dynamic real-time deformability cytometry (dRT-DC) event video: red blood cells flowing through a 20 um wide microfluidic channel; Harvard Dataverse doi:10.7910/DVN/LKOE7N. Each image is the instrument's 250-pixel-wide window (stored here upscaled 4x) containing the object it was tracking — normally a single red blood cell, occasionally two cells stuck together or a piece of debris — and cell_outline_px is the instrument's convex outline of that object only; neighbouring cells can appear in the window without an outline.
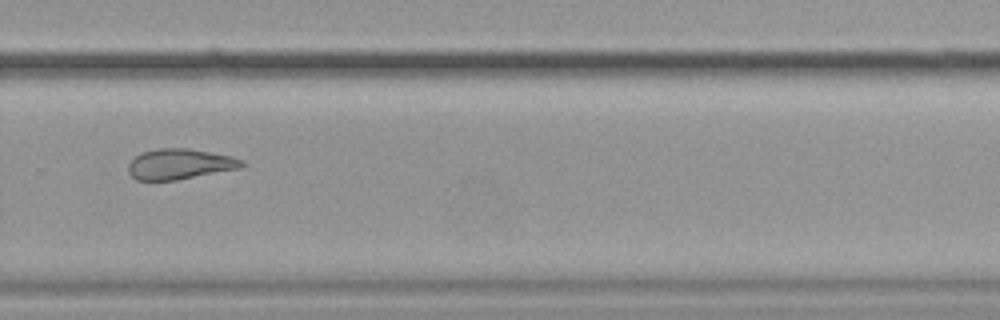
{"species": "common noctule bat (a hibernating species)", "species_latin": "Nyctalus noctula", "temperature_condition": "cold", "stored_images_in_passage": 15, "camera_frame_rate_fps": 3000, "um_per_image_px": 0.085, "animal": {"sex": "female", "body_mass_g": 19.9}, "frame": {"image": 1, "passage_image": 11, "time_ms": 12.333, "image_size_px": [1000, 320], "cell_outline_px": [[244, 164], [240, 168], [176, 180], [136, 180], [128, 172], [128, 164], [136, 156], [144, 152], [160, 148], [188, 148], [232, 156], [244, 160]], "centroid_in_image_um": [15.29, 13.94], "position_along_channel_um": 314.5, "area_um2": 20.0}, "authors_computed_cell_mechanics": {"area_um2": 21.1548, "velocity_mm_per_s": 3.5207, "shape_relaxation_time_tau1_ms": null, "shape_relaxation_time_tau2_ms": 3.398, "deformation_change_tau1": null, "deformation_change_tau2": 0.0952}}